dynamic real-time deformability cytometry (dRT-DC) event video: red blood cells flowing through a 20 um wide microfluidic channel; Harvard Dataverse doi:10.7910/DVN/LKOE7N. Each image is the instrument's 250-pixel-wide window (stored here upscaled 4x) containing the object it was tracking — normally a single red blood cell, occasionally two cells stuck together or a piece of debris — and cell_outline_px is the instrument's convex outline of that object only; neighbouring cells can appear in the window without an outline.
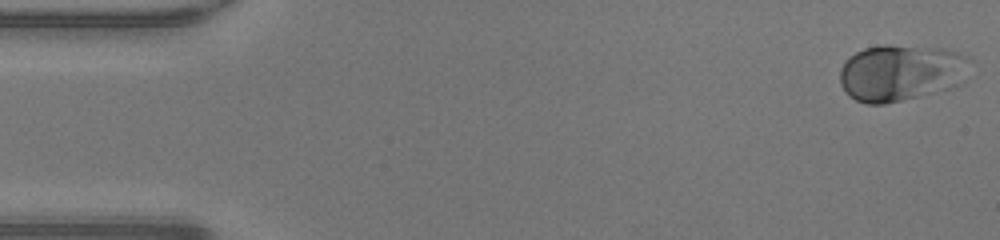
{"species": "human", "species_latin": "Homo sapiens", "temperature_condition": "warm", "stored_images_in_passage": 47, "camera_frame_rate_fps": 3000, "um_per_image_px": 0.085, "donor": {"sex": "male"}, "frame": {"image": 1, "passage_image": 1, "time_ms": 0.0, "image_size_px": [1000, 240], "cell_outline_px": [[964, 80], [960, 84], [948, 88], [884, 104], [864, 104], [848, 96], [840, 84], [840, 68], [844, 60], [848, 56], [864, 48], [884, 44], [888, 44], [940, 48], [956, 52], [964, 56]], "centroid_in_image_um": [76.44, 6.17], "position_along_channel_um": 8.6, "area_um2": 42.37}}
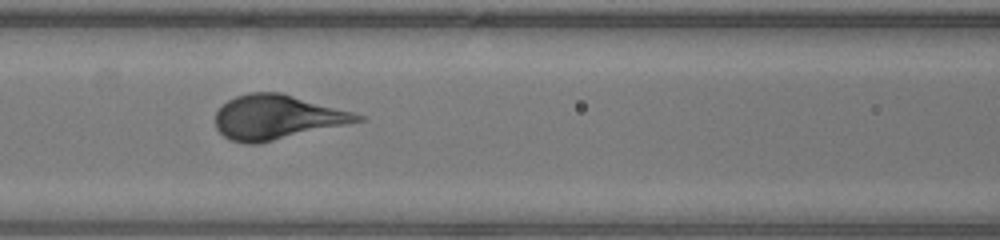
{"frame": {"image": 2, "passage_image": 20, "time_ms": 6.333, "image_size_px": [1000, 240], "cell_outline_px": [[368, 120], [260, 144], [244, 144], [232, 140], [224, 136], [216, 128], [216, 112], [228, 100], [236, 96], [248, 92], [280, 92], [352, 112], [364, 116]], "centroid_in_image_um": [23.56, 9.98], "position_along_channel_um": 143.0, "area_um2": 36.93}}
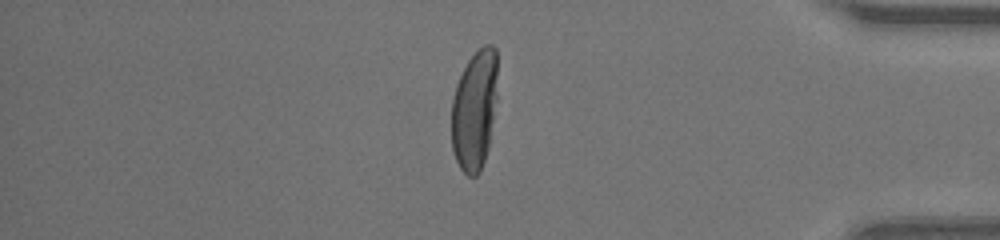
{"frame": {"image": 3, "passage_image": 40, "time_ms": 13.0, "image_size_px": [1000, 240], "cell_outline_px": [[496, 100], [488, 148], [480, 172], [476, 176], [468, 176], [460, 168], [456, 160], [452, 148], [452, 100], [456, 84], [468, 60], [484, 44], [492, 44], [496, 48]], "centroid_in_image_um": [40.33, 9.35], "position_along_channel_um": 394.9, "area_um2": 31.96}}